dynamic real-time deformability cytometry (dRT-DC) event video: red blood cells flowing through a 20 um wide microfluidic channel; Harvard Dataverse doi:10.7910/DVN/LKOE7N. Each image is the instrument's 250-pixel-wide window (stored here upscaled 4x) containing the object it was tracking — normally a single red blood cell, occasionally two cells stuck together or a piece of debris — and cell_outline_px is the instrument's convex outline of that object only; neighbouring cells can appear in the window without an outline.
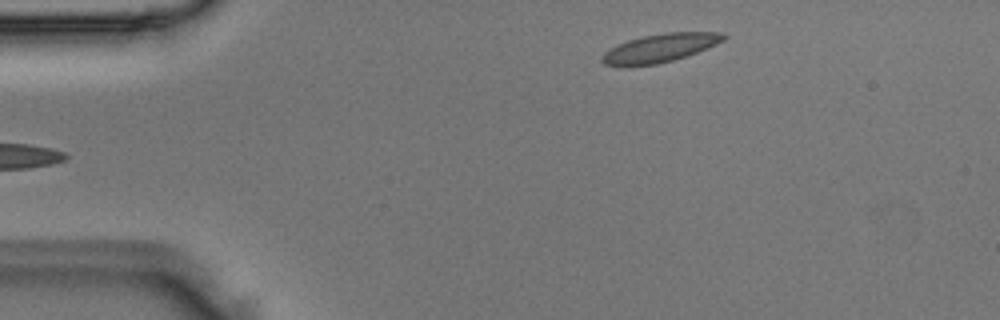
{"species": "Egyptian fruit bat (a non-hibernating species)", "species_latin": "Rousettus aegyptiacus", "temperature_condition": "room temperature", "stored_images_in_passage": 4, "camera_frame_rate_fps": 3000, "um_per_image_px": 0.085, "animal": {"sex": "male"}, "frame": {"image": 1, "passage_image": 4, "time_ms": 1.0, "image_size_px": [1000, 320], "cell_outline_px": [[728, 36], [724, 40], [708, 48], [672, 60], [656, 64], [628, 68], [604, 64], [600, 60], [600, 56], [604, 52], [616, 44], [640, 36], [664, 32], [724, 32]], "centroid_in_image_um": [56.03, 4.09], "position_along_channel_um": 29.0, "area_um2": 20.58}}